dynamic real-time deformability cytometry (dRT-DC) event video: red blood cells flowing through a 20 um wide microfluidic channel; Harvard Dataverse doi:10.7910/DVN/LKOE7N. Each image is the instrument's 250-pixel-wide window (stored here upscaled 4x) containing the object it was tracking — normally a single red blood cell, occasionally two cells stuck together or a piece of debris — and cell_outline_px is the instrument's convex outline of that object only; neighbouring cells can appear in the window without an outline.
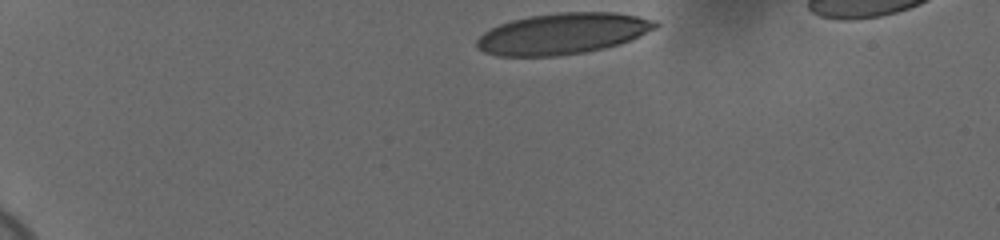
{"species": "human", "species_latin": "Homo sapiens", "temperature_condition": "cold", "stored_images_in_passage": 38, "camera_frame_rate_fps": 3000, "um_per_image_px": 0.085, "donor": {"sex": "female"}, "frame": {"image": 1, "passage_image": 1, "time_ms": 0.0, "image_size_px": [1000, 240], "cell_outline_px": [[660, 24], [656, 28], [640, 36], [620, 44], [604, 48], [584, 52], [560, 56], [496, 56], [484, 52], [476, 48], [476, 40], [488, 28], [512, 20], [528, 16], [556, 12], [616, 12], [656, 20]], "centroid_in_image_um": [47.81, 2.86], "position_along_channel_um": 37.2, "area_um2": 43.12}}
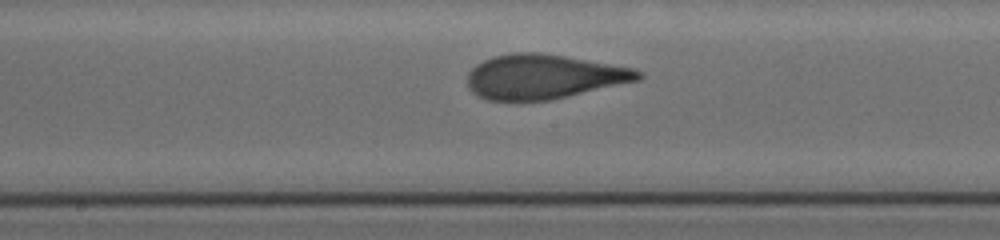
{"frame": {"image": 2, "passage_image": 21, "time_ms": 6.667, "image_size_px": [1000, 240], "cell_outline_px": [[644, 76], [640, 80], [552, 100], [488, 100], [476, 96], [468, 88], [468, 72], [476, 64], [492, 56], [512, 52], [540, 52], [636, 68], [644, 72]], "centroid_in_image_um": [46.23, 6.51], "position_along_channel_um": 202.0, "area_um2": 44.68}}
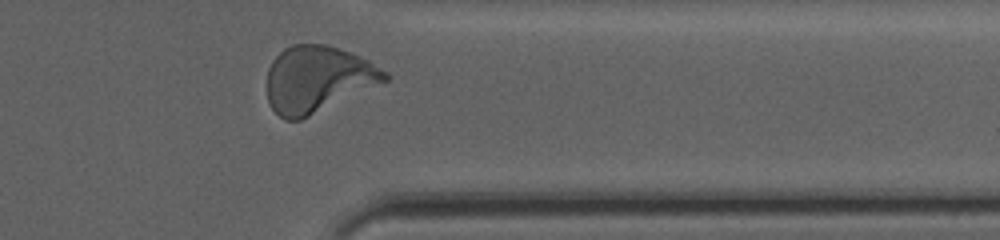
{"frame": {"image": 3, "passage_image": 36, "time_ms": 11.667, "image_size_px": [1000, 240], "cell_outline_px": [[392, 76], [388, 80], [300, 120], [284, 120], [268, 104], [268, 68], [272, 60], [284, 48], [292, 44], [328, 44], [352, 52], [368, 60], [388, 72]], "centroid_in_image_um": [27.01, 6.7], "position_along_channel_um": 384.4, "area_um2": 45.55}, "authors_computed_cell_mechanics": {"area_um2": 44.1881, "velocity_mm_per_s": 3.6893, "shape_relaxation_time_tau1_ms": 5.8952, "shape_relaxation_time_tau2_ms": null, "deformation_change_tau1": 0.2131, "deformation_change_tau2": null}}